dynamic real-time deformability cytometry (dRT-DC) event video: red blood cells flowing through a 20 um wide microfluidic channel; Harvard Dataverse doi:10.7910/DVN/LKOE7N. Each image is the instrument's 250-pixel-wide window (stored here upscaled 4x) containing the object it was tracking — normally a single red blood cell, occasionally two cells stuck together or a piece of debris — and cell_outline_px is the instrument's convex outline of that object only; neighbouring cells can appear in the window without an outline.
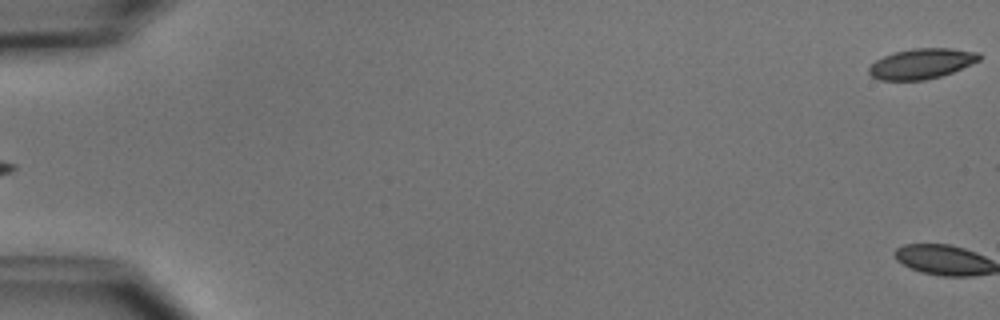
{"species": "common noctule bat (a hibernating species)", "species_latin": "Nyctalus noctula", "temperature_condition": "cold", "stored_images_in_passage": 5, "segment_of_instrument_passage": [2, 2], "camera_frame_rate_fps": 3000, "um_per_image_px": 0.085, "animal": {"sex": "male", "body_mass_g": 15.6}, "frame": {"image": 1, "passage_image": 5, "time_ms": 4.667, "image_size_px": [1000, 320], "cell_outline_px": [[980, 60], [952, 72], [940, 76], [924, 80], [880, 80], [872, 76], [868, 72], [868, 68], [876, 60], [884, 56], [896, 52], [912, 48], [952, 48], [980, 52]], "centroid_in_image_um": [78.34, 5.4], "position_along_channel_um": 6.7, "area_um2": 19.36}}